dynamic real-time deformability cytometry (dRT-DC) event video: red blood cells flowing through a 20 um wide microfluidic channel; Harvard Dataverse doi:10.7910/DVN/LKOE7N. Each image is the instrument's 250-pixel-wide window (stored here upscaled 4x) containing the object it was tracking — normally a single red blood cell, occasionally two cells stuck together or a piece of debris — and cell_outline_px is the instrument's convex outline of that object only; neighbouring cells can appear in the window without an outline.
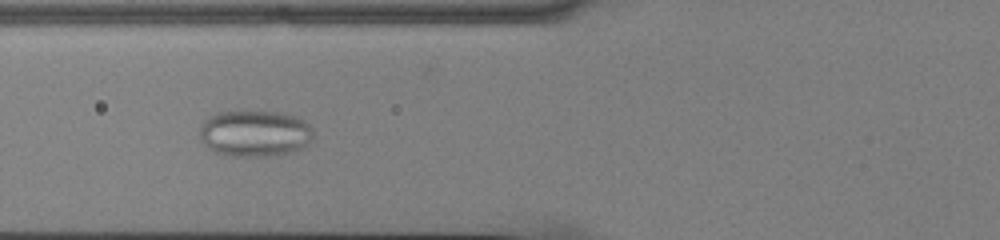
{"species": "common noctule bat (a hibernating species)", "species_latin": "Nyctalus noctula", "temperature_condition": "cold", "stored_images_in_passage": 51, "camera_frame_rate_fps": 3000, "um_per_image_px": 0.085, "animal": {"sex": "male", "body_mass_g": 13.0, "forearm_length_mm": 53.1}, "frame": {"image": 1, "passage_image": 18, "time_ms": 5.667, "image_size_px": [1000, 240], "cell_outline_px": [[312, 140], [308, 144], [292, 152], [268, 156], [228, 156], [212, 152], [200, 140], [200, 124], [208, 116], [216, 112], [276, 112], [296, 116], [304, 120], [312, 128]], "centroid_in_image_um": [21.62, 11.35], "position_along_channel_um": 104.2, "area_um2": 30.92}}
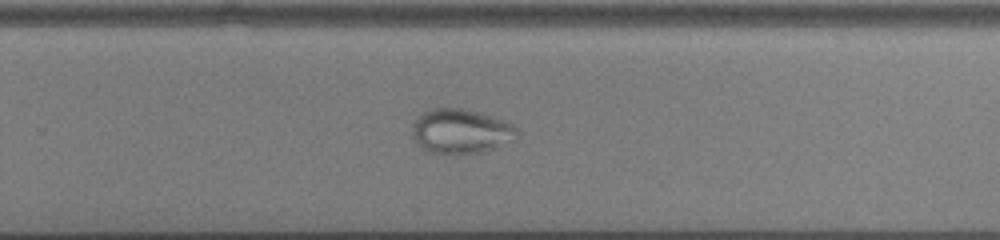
{"frame": {"image": 2, "passage_image": 33, "time_ms": 10.667, "image_size_px": [1000, 240], "cell_outline_px": [[520, 132], [516, 140], [480, 152], [448, 156], [428, 152], [416, 140], [412, 132], [412, 128], [416, 120], [424, 112], [432, 108], [464, 108], [512, 124]], "centroid_in_image_um": [39.18, 11.19], "position_along_channel_um": 290.6, "area_um2": 27.11}}
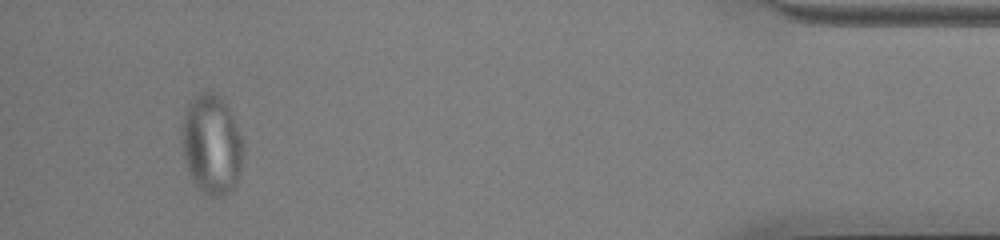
{"frame": {"image": 3, "passage_image": 48, "time_ms": 15.667, "image_size_px": [1000, 240], "cell_outline_px": [[244, 156], [236, 184], [232, 192], [216, 200], [212, 200], [192, 180], [188, 172], [180, 144], [180, 120], [188, 104], [200, 92], [216, 92], [228, 104], [244, 144]], "centroid_in_image_um": [17.98, 12.3], "position_along_channel_um": 417.2, "area_um2": 36.93}}